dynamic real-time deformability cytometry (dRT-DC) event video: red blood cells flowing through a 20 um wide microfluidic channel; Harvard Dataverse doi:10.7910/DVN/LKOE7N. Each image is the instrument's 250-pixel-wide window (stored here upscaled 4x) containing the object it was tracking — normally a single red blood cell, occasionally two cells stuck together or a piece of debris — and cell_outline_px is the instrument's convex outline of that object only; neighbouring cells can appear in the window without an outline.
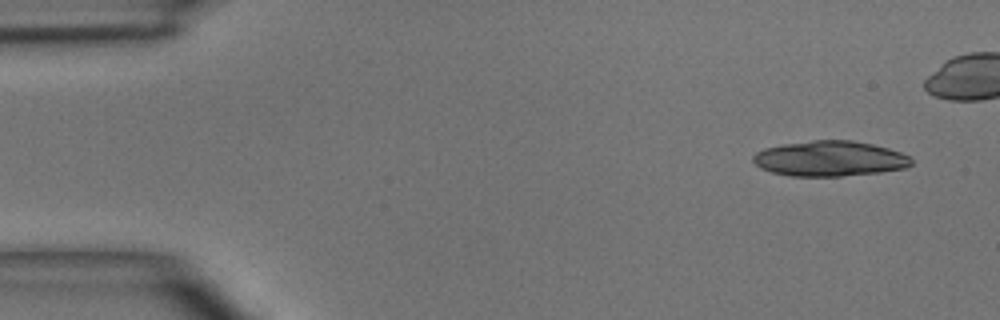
{"species": "common noctule bat (a hibernating species)", "species_latin": "Nyctalus noctula", "temperature_condition": "room temperature", "stored_images_in_passage": 3, "camera_frame_rate_fps": 3000, "um_per_image_px": 0.085, "animal": {"sex": "male", "body_mass_g": 15.6}, "frame": {"image": 1, "passage_image": 1, "time_ms": 0.0, "image_size_px": [1000, 320], "cell_outline_px": [[912, 164], [904, 168], [880, 172], [840, 176], [792, 176], [772, 172], [760, 168], [752, 160], [752, 156], [756, 152], [764, 148], [784, 144], [812, 140], [852, 140], [872, 144], [888, 148], [912, 156]], "centroid_in_image_um": [70.53, 13.48], "position_along_channel_um": 14.5, "area_um2": 32.6}}